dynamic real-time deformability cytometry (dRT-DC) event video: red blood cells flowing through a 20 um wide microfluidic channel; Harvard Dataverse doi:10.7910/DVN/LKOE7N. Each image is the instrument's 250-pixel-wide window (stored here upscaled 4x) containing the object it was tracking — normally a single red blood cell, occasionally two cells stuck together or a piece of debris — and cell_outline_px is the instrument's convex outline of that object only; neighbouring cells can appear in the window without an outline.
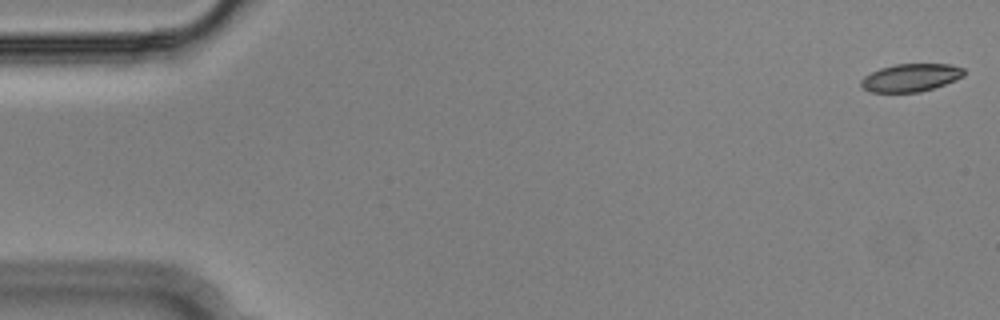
{"species": "Egyptian fruit bat (a non-hibernating species)", "species_latin": "Rousettus aegyptiacus", "temperature_condition": "cold", "stored_images_in_passage": 55, "camera_frame_rate_fps": 3000, "um_per_image_px": 0.085, "animal": {"sex": "male"}, "frame": {"image": 1, "passage_image": 1, "time_ms": 0.0, "image_size_px": [1000, 320], "cell_outline_px": [[964, 76], [944, 84], [920, 92], [868, 92], [860, 84], [860, 80], [864, 76], [880, 68], [896, 64], [948, 64], [964, 68]], "centroid_in_image_um": [77.39, 6.6], "position_along_channel_um": 7.6, "area_um2": 16.59}}
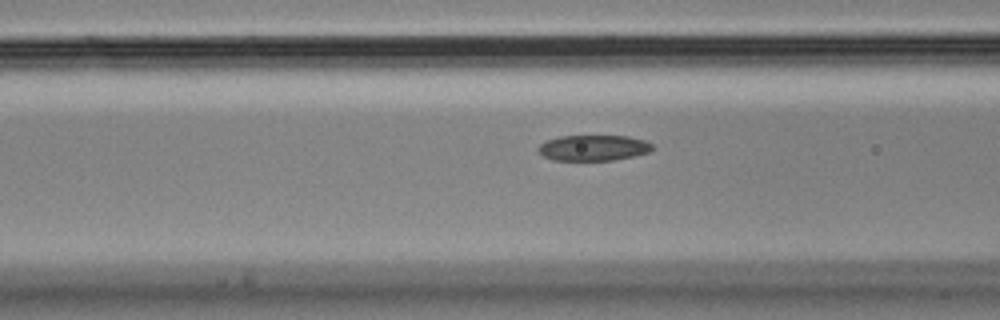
{"frame": {"image": 2, "passage_image": 21, "time_ms": 6.667, "image_size_px": [1000, 320], "cell_outline_px": [[652, 148], [648, 152], [636, 156], [612, 160], [552, 160], [544, 156], [536, 148], [540, 144], [548, 140], [560, 136], [628, 136], [644, 140], [652, 144]], "centroid_in_image_um": [50.44, 12.57], "position_along_channel_um": 116.2, "area_um2": 16.99}}
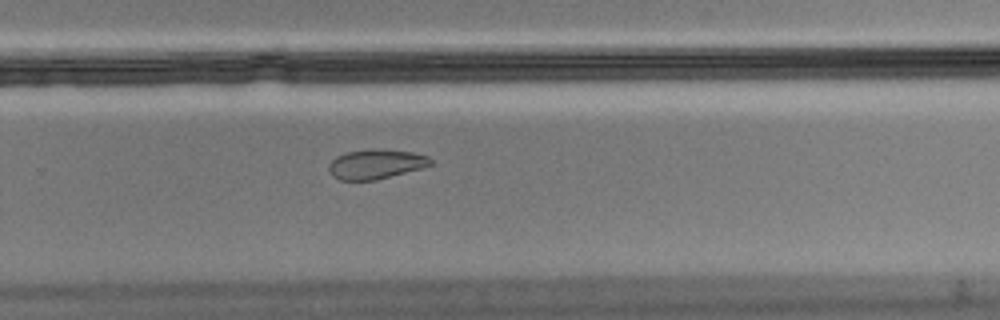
{"frame": {"image": 3, "passage_image": 36, "time_ms": 11.667, "image_size_px": [1000, 320], "cell_outline_px": [[432, 164], [420, 168], [376, 180], [340, 180], [332, 176], [328, 168], [328, 164], [336, 156], [348, 152], [372, 148], [380, 148], [412, 152], [428, 156], [432, 160]], "centroid_in_image_um": [31.92, 13.94], "position_along_channel_um": 297.9, "area_um2": 17.57}, "authors_computed_cell_mechanics": {"area_um2": 18.4382, "velocity_mm_per_s": 3.6418, "shape_relaxation_time_tau1_ms": null, "shape_relaxation_time_tau2_ms": 2.3824, "deformation_change_tau1": null, "deformation_change_tau2": 0.0602}}